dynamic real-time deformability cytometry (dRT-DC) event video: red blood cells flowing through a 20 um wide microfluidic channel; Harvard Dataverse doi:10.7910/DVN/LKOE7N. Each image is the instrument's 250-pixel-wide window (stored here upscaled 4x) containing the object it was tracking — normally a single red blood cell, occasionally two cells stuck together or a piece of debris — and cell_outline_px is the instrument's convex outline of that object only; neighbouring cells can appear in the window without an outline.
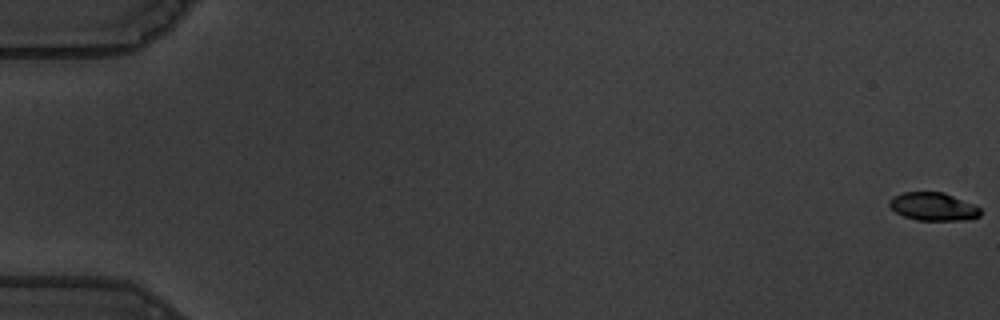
{"species": "common noctule bat (a hibernating species)", "species_latin": "Nyctalus noctula", "temperature_condition": "warm", "stored_images_in_passage": 58, "camera_frame_rate_fps": 3000, "um_per_image_px": 0.085, "animal": {"sex": "male", "body_mass_g": 19.5, "forearm_length_mm": 54.6}, "frame": {"image": 1, "passage_image": 1, "time_ms": 0.0, "image_size_px": [1000, 320], "cell_outline_px": [[980, 216], [968, 220], [916, 220], [904, 216], [896, 212], [888, 204], [888, 200], [892, 196], [904, 192], [944, 192], [972, 204], [980, 208]], "centroid_in_image_um": [79.3, 17.56], "position_along_channel_um": 5.7, "area_um2": 14.85}}
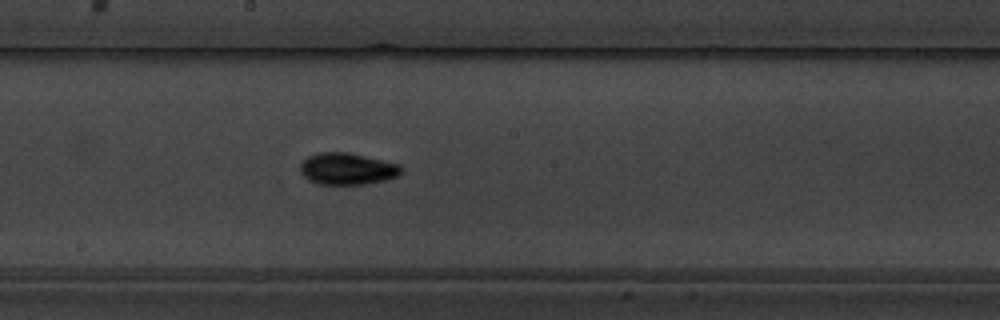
{"frame": {"image": 2, "passage_image": 33, "time_ms": 10.667, "image_size_px": [1000, 320], "cell_outline_px": [[400, 172], [396, 176], [384, 180], [364, 184], [316, 184], [308, 180], [300, 172], [300, 164], [308, 156], [320, 152], [348, 152], [400, 164]], "centroid_in_image_um": [29.46, 14.34], "position_along_channel_um": 218.7, "area_um2": 18.55}}
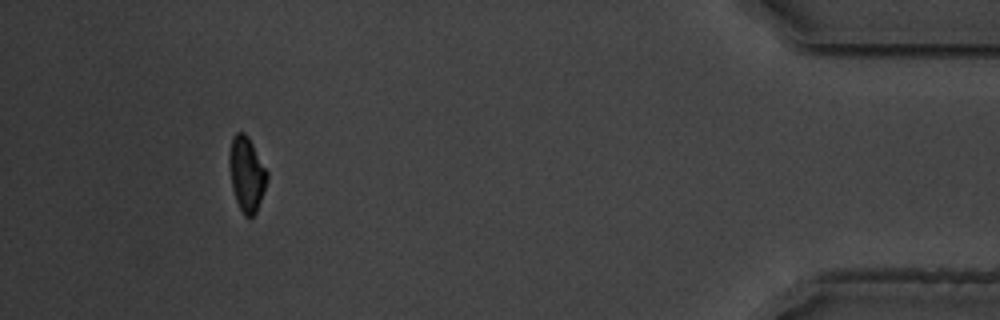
{"frame": {"image": 3, "passage_image": 54, "time_ms": 17.667, "image_size_px": [1000, 320], "cell_outline_px": [[268, 180], [264, 192], [256, 212], [252, 216], [244, 216], [236, 200], [232, 188], [228, 160], [228, 152], [232, 136], [236, 132], [244, 132], [248, 136], [268, 172]], "centroid_in_image_um": [20.96, 14.76], "position_along_channel_um": 414.2, "area_um2": 16.59}, "authors_computed_cell_mechanics": {"area_um2": 16.9354, "velocity_mm_per_s": 3.6252, "shape_relaxation_time_tau1_ms": 2.9865, "shape_relaxation_time_tau2_ms": 2.1362, "deformation_change_tau1": 0.151, "deformation_change_tau2": 0.0625}}